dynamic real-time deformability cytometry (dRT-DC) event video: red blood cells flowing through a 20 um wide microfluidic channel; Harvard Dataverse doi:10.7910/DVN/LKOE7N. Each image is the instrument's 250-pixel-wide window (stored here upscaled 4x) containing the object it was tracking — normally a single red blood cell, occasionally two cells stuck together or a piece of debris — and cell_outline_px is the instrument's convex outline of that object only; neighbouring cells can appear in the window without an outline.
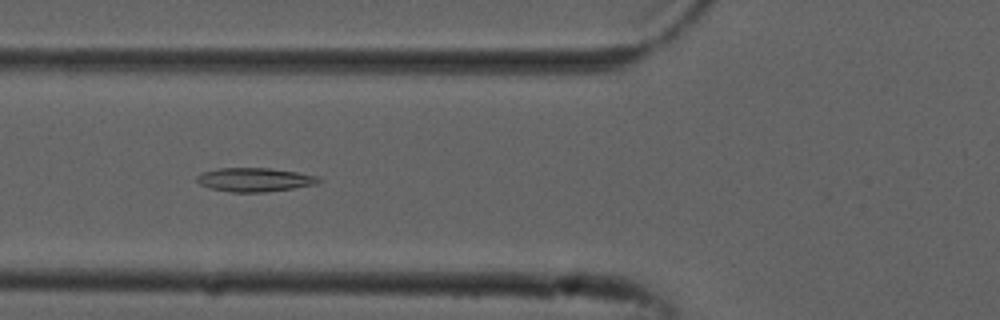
{"species": "common noctule bat (a hibernating species)", "species_latin": "Nyctalus noctula", "temperature_condition": "cold", "stored_images_in_passage": 52, "camera_frame_rate_fps": 3000, "um_per_image_px": 0.085, "animal": {"sex": "male", "forearm_length_mm": 52.5}, "frame": {"image": 1, "passage_image": 19, "time_ms": 6.0, "image_size_px": [1000, 320], "cell_outline_px": [[324, 180], [316, 184], [292, 188], [264, 192], [232, 192], [212, 188], [200, 184], [196, 180], [196, 176], [204, 172], [216, 168], [272, 168], [296, 172], [316, 176]], "centroid_in_image_um": [21.65, 15.26], "position_along_channel_um": 104.1, "area_um2": 16.76}}
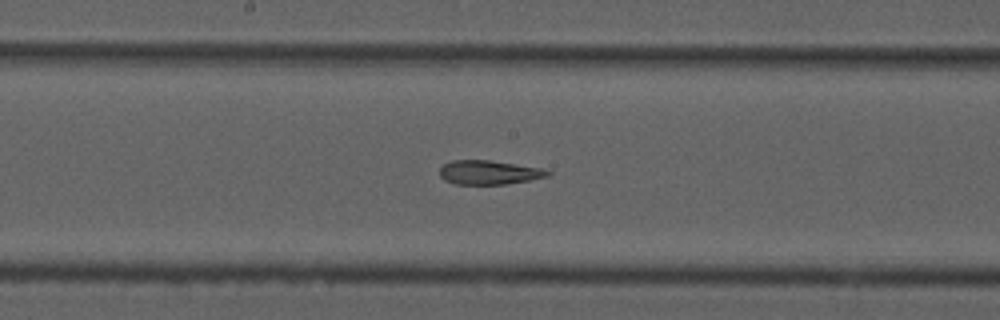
{"frame": {"image": 2, "passage_image": 27, "time_ms": 8.667, "image_size_px": [1000, 320], "cell_outline_px": [[552, 172], [548, 176], [532, 180], [504, 184], [456, 184], [444, 180], [440, 176], [440, 168], [444, 164], [452, 160], [488, 160], [540, 168]], "centroid_in_image_um": [41.55, 14.66], "position_along_channel_um": 206.7, "area_um2": 15.03}}
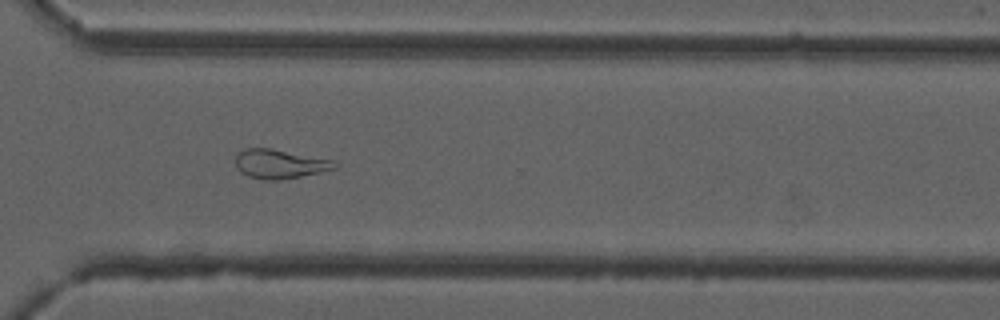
{"frame": {"image": 3, "passage_image": 38, "time_ms": 12.333, "image_size_px": [1000, 320], "cell_outline_px": [[340, 164], [336, 168], [320, 172], [280, 180], [264, 180], [248, 176], [240, 172], [236, 168], [236, 156], [244, 148], [268, 148], [336, 160]], "centroid_in_image_um": [23.8, 13.94], "position_along_channel_um": 346.8, "area_um2": 16.88}, "authors_computed_cell_mechanics": {"area_um2": 18.4671, "velocity_mm_per_s": 3.8352, "shape_relaxation_time_tau1_ms": null, "shape_relaxation_time_tau2_ms": 3.5044, "deformation_change_tau1": null, "deformation_change_tau2": 0.1154}}